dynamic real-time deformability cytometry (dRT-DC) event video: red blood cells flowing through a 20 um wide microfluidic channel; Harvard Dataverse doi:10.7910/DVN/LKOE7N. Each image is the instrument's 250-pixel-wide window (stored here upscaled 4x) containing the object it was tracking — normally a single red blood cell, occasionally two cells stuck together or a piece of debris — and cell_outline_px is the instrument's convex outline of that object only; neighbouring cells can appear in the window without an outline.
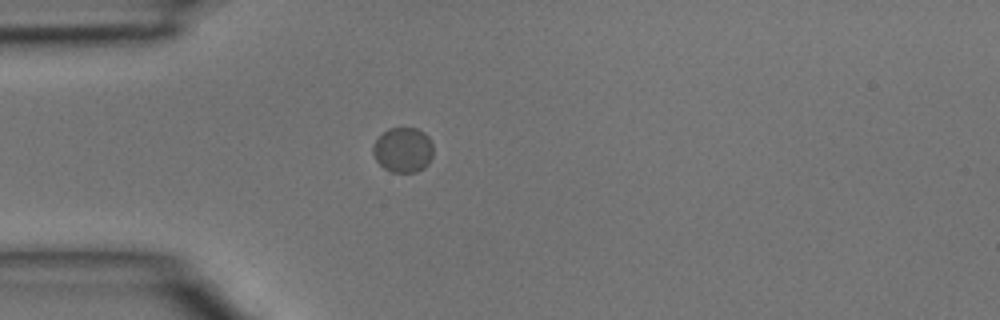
{"species": "common noctule bat (a hibernating species)", "species_latin": "Nyctalus noctula", "temperature_condition": "room temperature", "stored_images_in_passage": 33, "camera_frame_rate_fps": 3000, "um_per_image_px": 0.085, "animal": {"sex": "male", "body_mass_g": 15.6}, "frame": {"image": 1, "passage_image": 1, "time_ms": 0.0, "image_size_px": [1000, 320], "cell_outline_px": [[432, 156], [428, 164], [424, 168], [416, 172], [392, 172], [384, 168], [376, 160], [372, 152], [372, 144], [388, 128], [416, 128], [424, 132], [428, 136], [432, 144]], "centroid_in_image_um": [34.25, 12.74], "position_along_channel_um": 50.7, "area_um2": 15.84}}
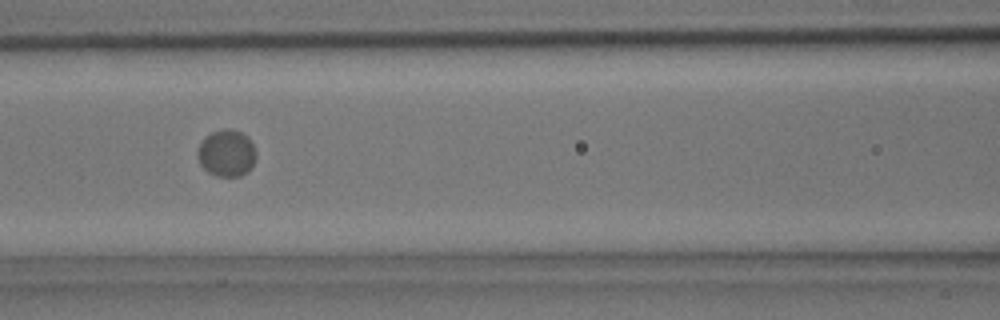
{"frame": {"image": 2, "passage_image": 8, "time_ms": 2.333, "image_size_px": [1000, 320], "cell_outline_px": [[256, 160], [248, 172], [240, 176], [216, 176], [208, 172], [200, 164], [196, 156], [196, 152], [200, 144], [212, 132], [224, 128], [228, 128], [240, 132], [248, 136], [256, 152]], "centroid_in_image_um": [19.27, 13.03], "position_along_channel_um": 147.3, "area_um2": 16.01}}
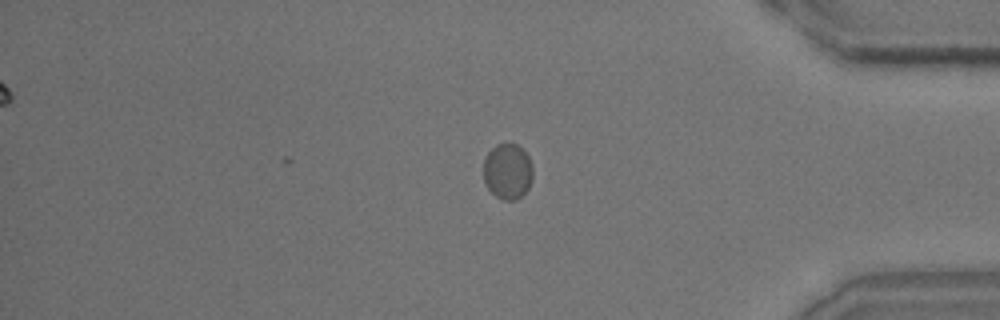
{"frame": {"image": 3, "passage_image": 26, "time_ms": 8.333, "image_size_px": [1000, 320], "cell_outline_px": [[532, 176], [528, 188], [516, 200], [504, 200], [496, 196], [484, 184], [484, 160], [488, 152], [496, 144], [508, 140], [516, 144], [528, 156], [532, 164]], "centroid_in_image_um": [43.13, 14.52], "position_along_channel_um": 392.1, "area_um2": 16.13}}